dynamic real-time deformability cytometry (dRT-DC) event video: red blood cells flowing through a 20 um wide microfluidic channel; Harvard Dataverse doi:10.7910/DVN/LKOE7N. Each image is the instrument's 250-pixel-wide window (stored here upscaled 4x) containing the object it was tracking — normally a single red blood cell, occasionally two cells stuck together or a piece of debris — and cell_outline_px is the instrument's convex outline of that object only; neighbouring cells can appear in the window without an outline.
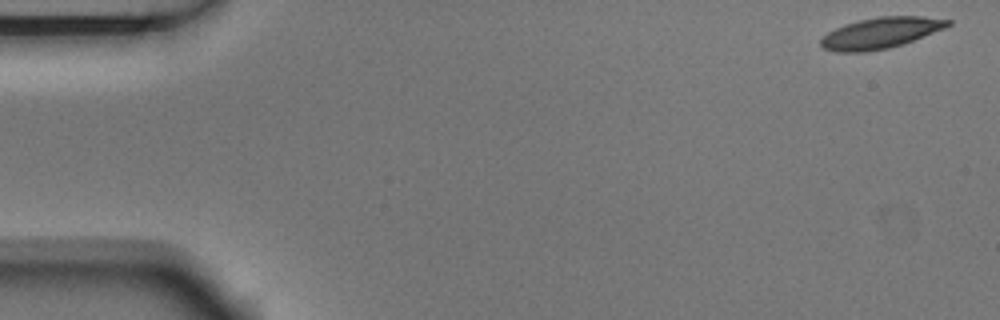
{"species": "Egyptian fruit bat (a non-hibernating species)", "species_latin": "Rousettus aegyptiacus", "temperature_condition": "room temperature", "stored_images_in_passage": 5, "camera_frame_rate_fps": 3000, "um_per_image_px": 0.085, "animal": {"sex": "male"}, "frame": {"image": 1, "passage_image": 1, "time_ms": 0.0, "image_size_px": [1000, 320], "cell_outline_px": [[952, 24], [944, 28], [912, 40], [888, 48], [864, 52], [836, 52], [824, 48], [820, 44], [820, 40], [828, 32], [844, 24], [860, 20], [880, 16], [920, 16], [952, 20]], "centroid_in_image_um": [74.83, 2.79], "position_along_channel_um": 10.2, "area_um2": 22.6}}
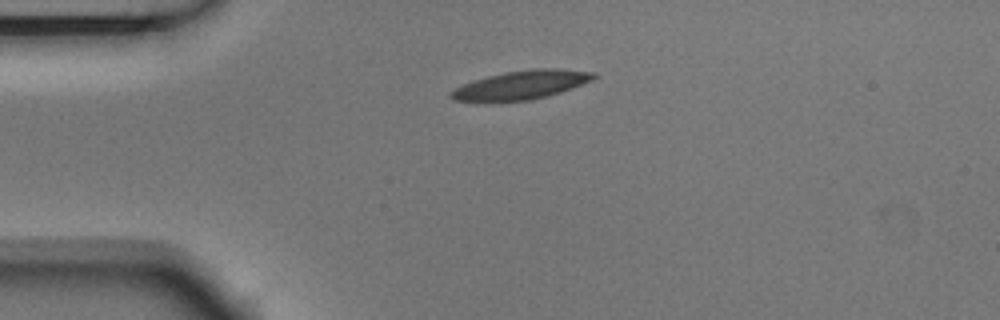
{"frame": {"image": 2, "passage_image": 4, "time_ms": 1.0, "image_size_px": [1000, 320], "cell_outline_px": [[596, 76], [592, 80], [572, 88], [544, 96], [528, 100], [484, 104], [452, 100], [448, 96], [448, 92], [472, 80], [504, 72], [532, 68], [556, 68], [596, 72]], "centroid_in_image_um": [44.19, 7.25], "position_along_channel_um": 40.8, "area_um2": 24.51}}